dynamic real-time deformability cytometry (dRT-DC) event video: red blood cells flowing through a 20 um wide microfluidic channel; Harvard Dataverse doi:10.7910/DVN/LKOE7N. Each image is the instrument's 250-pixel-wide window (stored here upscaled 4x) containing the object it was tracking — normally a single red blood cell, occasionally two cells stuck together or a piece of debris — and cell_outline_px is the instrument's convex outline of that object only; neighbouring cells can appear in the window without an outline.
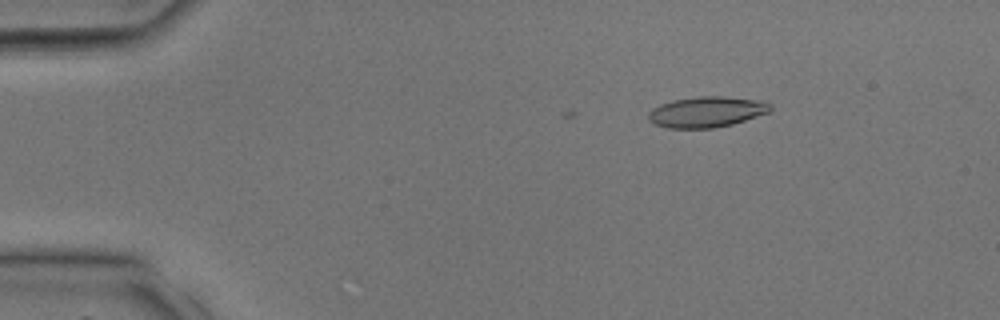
{"species": "common noctule bat (a hibernating species)", "species_latin": "Nyctalus noctula", "temperature_condition": "room temperature", "stored_images_in_passage": 9, "camera_frame_rate_fps": 3000, "um_per_image_px": 0.085, "animal": {"sex": "male", "body_mass_g": 17.9, "forearm_length_mm": 54.2}, "frame": {"image": 1, "passage_image": 6, "time_ms": 1.667, "image_size_px": [1000, 320], "cell_outline_px": [[772, 108], [768, 112], [732, 124], [712, 128], [668, 128], [656, 124], [648, 120], [648, 112], [652, 108], [660, 104], [672, 100], [700, 96], [720, 96], [752, 100], [772, 104]], "centroid_in_image_um": [59.99, 9.51], "position_along_channel_um": 25.0, "area_um2": 21.5}}